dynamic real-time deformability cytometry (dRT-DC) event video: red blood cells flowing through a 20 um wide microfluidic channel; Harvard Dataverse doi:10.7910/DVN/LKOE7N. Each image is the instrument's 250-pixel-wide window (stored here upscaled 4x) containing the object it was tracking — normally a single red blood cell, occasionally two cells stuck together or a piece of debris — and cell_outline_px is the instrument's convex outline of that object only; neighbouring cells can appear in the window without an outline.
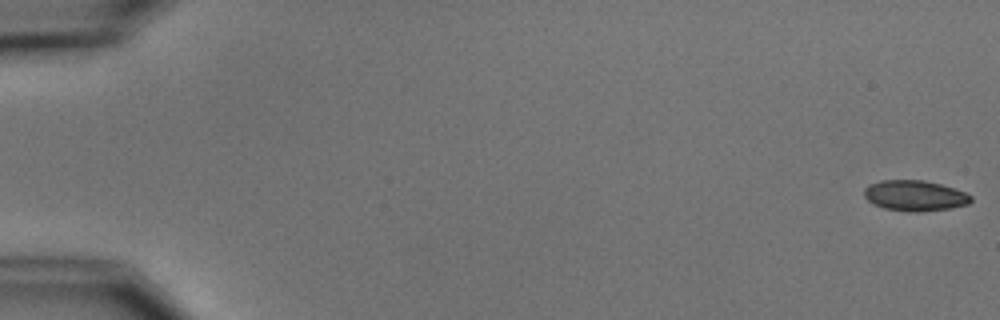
{"species": "common noctule bat (a hibernating species)", "species_latin": "Nyctalus noctula", "temperature_condition": "cold", "stored_images_in_passage": 6, "camera_frame_rate_fps": 3000, "um_per_image_px": 0.085, "animal": {"sex": "male", "body_mass_g": 15.6}, "frame": {"image": 1, "passage_image": 1, "time_ms": 0.0, "image_size_px": [1000, 320], "cell_outline_px": [[972, 200], [968, 204], [952, 208], [920, 212], [908, 212], [884, 208], [872, 204], [864, 196], [864, 188], [868, 184], [880, 180], [924, 180], [940, 184], [964, 192], [972, 196]], "centroid_in_image_um": [77.73, 16.63], "position_along_channel_um": 7.3, "area_um2": 19.19}}
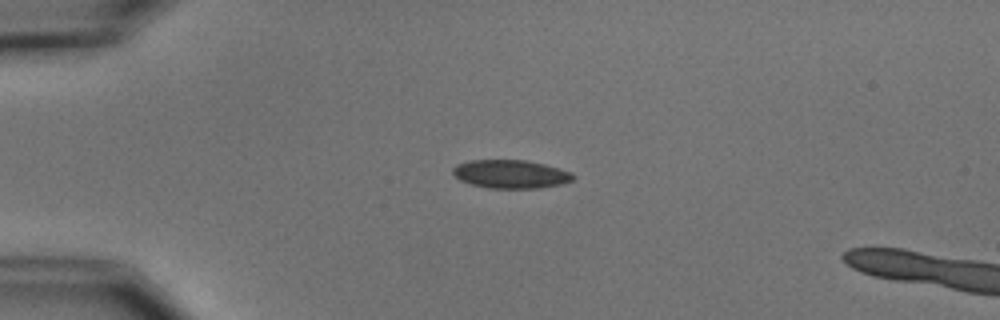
{"frame": {"image": 2, "passage_image": 4, "time_ms": 4.333, "image_size_px": [1000, 320], "cell_outline_px": [[576, 176], [572, 180], [560, 184], [536, 188], [488, 188], [472, 184], [460, 180], [452, 172], [452, 168], [456, 164], [468, 160], [524, 160], [544, 164], [560, 168], [572, 172]], "centroid_in_image_um": [43.4, 14.79], "position_along_channel_um": 41.6, "area_um2": 19.88}}